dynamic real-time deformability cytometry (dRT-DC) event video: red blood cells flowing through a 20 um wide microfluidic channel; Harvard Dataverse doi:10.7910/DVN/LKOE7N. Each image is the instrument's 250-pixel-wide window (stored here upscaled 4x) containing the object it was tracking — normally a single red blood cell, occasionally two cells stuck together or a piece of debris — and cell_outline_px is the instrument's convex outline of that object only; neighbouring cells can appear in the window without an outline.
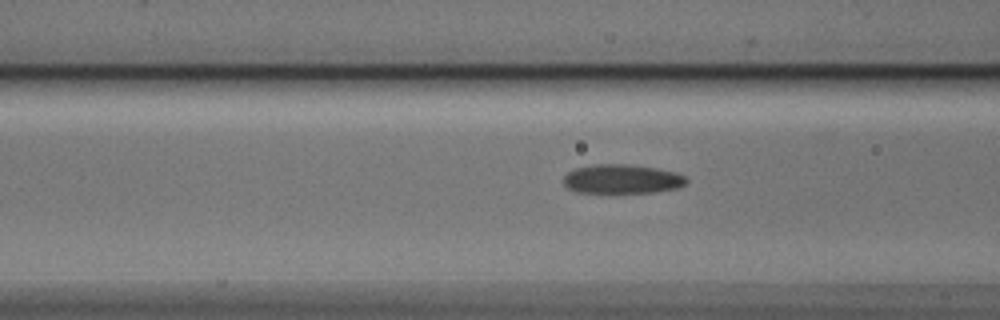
{"species": "Egyptian fruit bat (a non-hibernating species)", "species_latin": "Rousettus aegyptiacus", "temperature_condition": "cold", "stored_images_in_passage": 6, "camera_frame_rate_fps": 3000, "um_per_image_px": 0.085, "animal": {"sex": "male"}, "frame": {"image": 1, "passage_image": 4, "time_ms": 1.0, "image_size_px": [1000, 320], "cell_outline_px": [[688, 180], [680, 188], [652, 192], [576, 192], [568, 188], [564, 184], [564, 176], [568, 172], [576, 168], [592, 164], [628, 164], [656, 168], [676, 172], [684, 176]], "centroid_in_image_um": [52.88, 15.21], "position_along_channel_um": 113.7, "area_um2": 20.81}}